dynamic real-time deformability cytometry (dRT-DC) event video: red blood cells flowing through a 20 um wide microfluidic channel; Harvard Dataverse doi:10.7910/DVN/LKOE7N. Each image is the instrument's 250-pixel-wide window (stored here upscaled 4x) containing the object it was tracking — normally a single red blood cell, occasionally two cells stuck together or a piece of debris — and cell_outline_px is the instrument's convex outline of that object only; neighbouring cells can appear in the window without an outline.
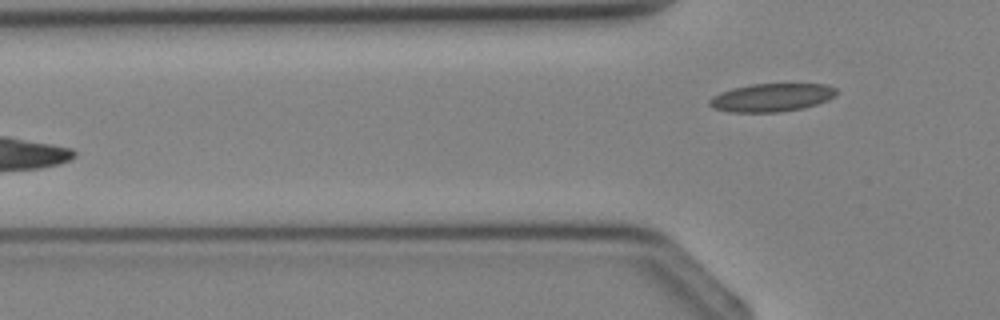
{"species": "Egyptian fruit bat (a non-hibernating species)", "species_latin": "Rousettus aegyptiacus", "temperature_condition": "cold", "stored_images_in_passage": 5, "camera_frame_rate_fps": 3000, "um_per_image_px": 0.085, "animal": {"sex": "female"}, "frame": {"image": 1, "passage_image": 5, "time_ms": 4.667, "image_size_px": [1000, 320], "cell_outline_px": [[840, 92], [836, 96], [828, 100], [804, 108], [780, 112], [728, 112], [712, 108], [708, 104], [708, 100], [712, 96], [720, 92], [732, 88], [752, 84], [824, 84], [836, 88]], "centroid_in_image_um": [65.58, 8.29], "position_along_channel_um": 60.2, "area_um2": 21.1}}